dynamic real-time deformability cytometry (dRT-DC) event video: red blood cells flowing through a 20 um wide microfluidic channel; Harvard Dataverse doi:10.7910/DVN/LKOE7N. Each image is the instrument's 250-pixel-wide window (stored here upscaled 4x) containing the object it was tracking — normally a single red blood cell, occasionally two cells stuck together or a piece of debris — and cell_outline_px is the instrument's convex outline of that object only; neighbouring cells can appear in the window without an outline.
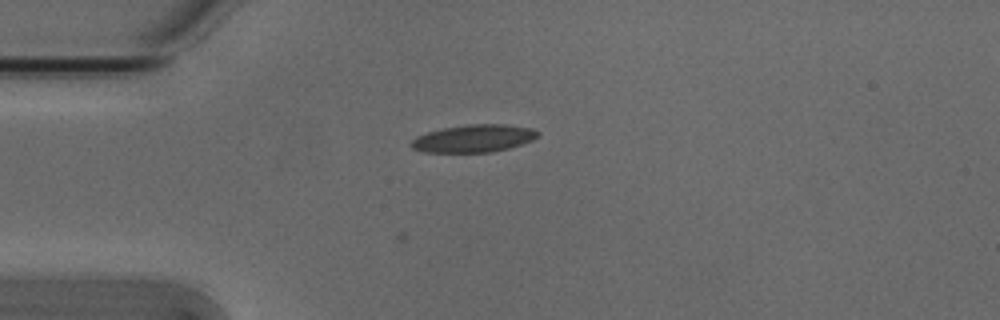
{"species": "Egyptian fruit bat (a non-hibernating species)", "species_latin": "Rousettus aegyptiacus", "temperature_condition": "cold", "stored_images_in_passage": 3, "camera_frame_rate_fps": 3000, "um_per_image_px": 0.085, "animal": {"sex": "male"}, "frame": {"image": 1, "passage_image": 3, "time_ms": 0.667, "image_size_px": [1000, 320], "cell_outline_px": [[540, 136], [532, 140], [508, 148], [492, 152], [424, 152], [412, 148], [408, 144], [416, 136], [428, 132], [444, 128], [468, 124], [504, 124], [532, 128], [540, 132]], "centroid_in_image_um": [40.26, 11.76], "position_along_channel_um": 44.7, "area_um2": 20.35}}